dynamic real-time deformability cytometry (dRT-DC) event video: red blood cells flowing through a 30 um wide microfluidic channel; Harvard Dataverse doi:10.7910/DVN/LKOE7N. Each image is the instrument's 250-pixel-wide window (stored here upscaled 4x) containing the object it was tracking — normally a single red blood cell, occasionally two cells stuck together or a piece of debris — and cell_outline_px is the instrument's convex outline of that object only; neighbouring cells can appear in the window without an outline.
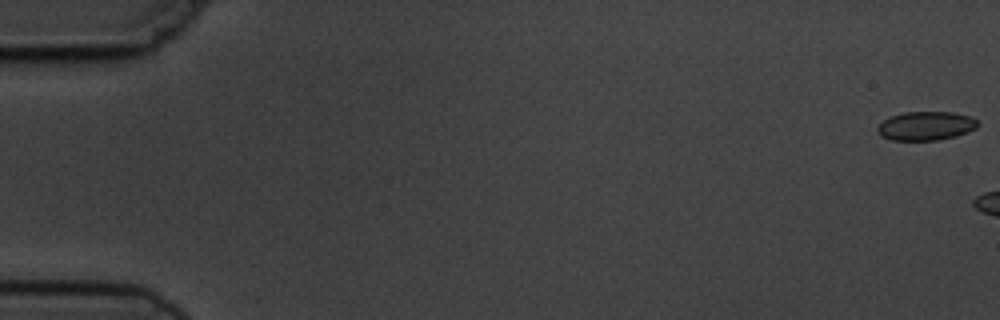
{"species": "common noctule bat (a hibernating species)", "species_latin": "Nyctalus noctula", "temperature_condition": "cold", "stored_images_in_passage": 3, "camera_frame_rate_fps": 3000, "um_per_image_px": 0.085, "animal": {"sex": "male", "body_mass_g": 19.5, "forearm_length_mm": 54.6}, "frame": {"image": 1, "passage_image": 1, "time_ms": 0.0, "image_size_px": [1000, 320], "cell_outline_px": [[980, 124], [976, 128], [968, 132], [956, 136], [936, 140], [892, 140], [880, 136], [876, 128], [884, 120], [892, 116], [904, 112], [952, 112], [968, 116], [976, 120]], "centroid_in_image_um": [78.7, 10.7], "position_along_channel_um": 6.3, "area_um2": 16.76}}